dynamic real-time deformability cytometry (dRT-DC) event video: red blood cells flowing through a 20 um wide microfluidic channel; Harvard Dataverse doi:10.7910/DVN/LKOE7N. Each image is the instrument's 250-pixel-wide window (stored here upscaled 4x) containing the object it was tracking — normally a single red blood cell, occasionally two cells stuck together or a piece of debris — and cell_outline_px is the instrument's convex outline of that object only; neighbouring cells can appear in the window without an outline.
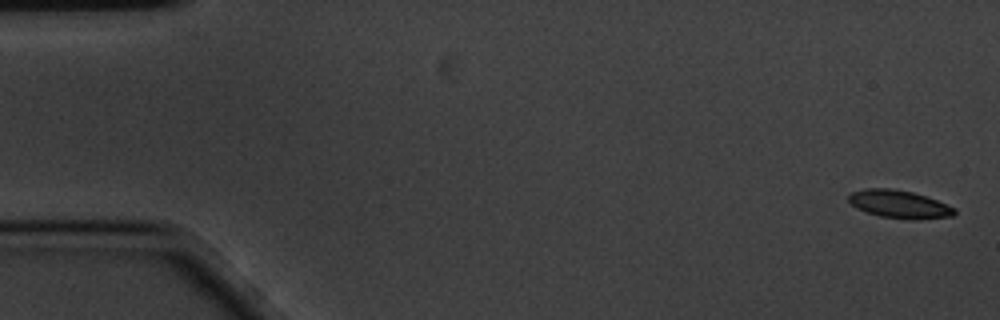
{"species": "common noctule bat (a hibernating species)", "species_latin": "Nyctalus noctula", "temperature_condition": "cold", "stored_images_in_passage": 6, "camera_frame_rate_fps": 3000, "um_per_image_px": 0.085, "animal": {"sex": "male", "body_mass_g": 20.1, "forearm_length_mm": 53.5}, "frame": {"image": 1, "passage_image": 1, "time_ms": 0.0, "image_size_px": [1000, 320], "cell_outline_px": [[956, 212], [952, 216], [916, 220], [908, 220], [880, 216], [856, 208], [848, 200], [848, 196], [852, 192], [864, 188], [888, 188], [912, 192], [936, 200], [956, 208]], "centroid_in_image_um": [76.43, 17.36], "position_along_channel_um": 8.6, "area_um2": 17.17}}
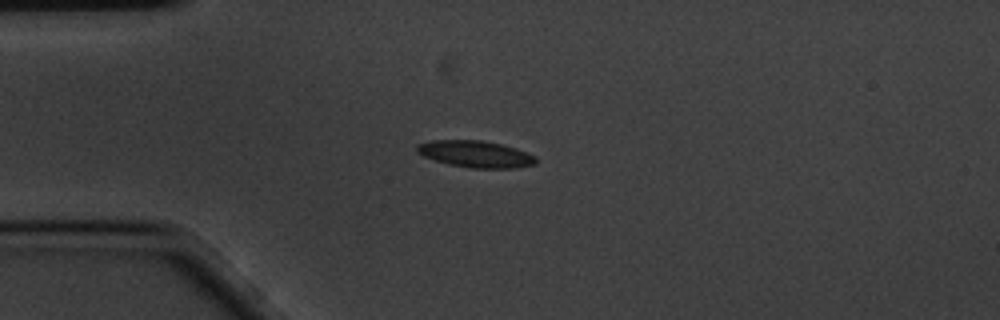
{"frame": {"image": 2, "passage_image": 4, "time_ms": 1.0, "image_size_px": [1000, 320], "cell_outline_px": [[536, 164], [516, 168], [472, 168], [452, 164], [436, 160], [424, 156], [416, 152], [416, 144], [432, 140], [480, 140], [500, 144], [516, 148], [536, 156]], "centroid_in_image_um": [40.43, 13.09], "position_along_channel_um": 44.6, "area_um2": 18.38}}
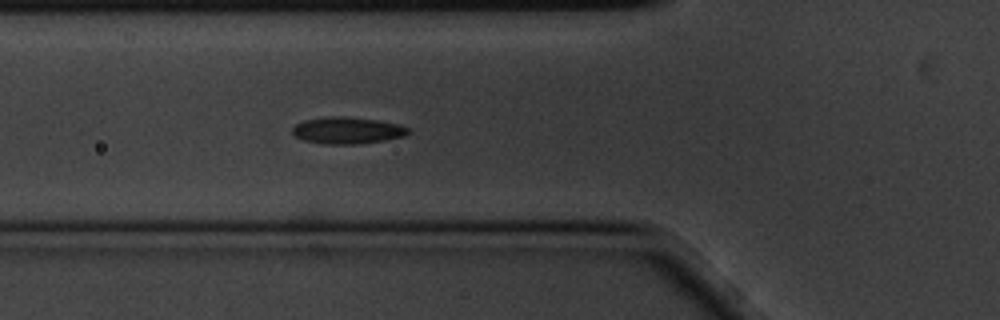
{"frame": {"image": 3, "passage_image": 6, "time_ms": 1.667, "image_size_px": [1000, 320], "cell_outline_px": [[412, 132], [404, 136], [384, 140], [360, 144], [324, 144], [304, 140], [296, 136], [292, 132], [292, 128], [296, 124], [304, 120], [328, 116], [344, 116], [376, 120], [400, 124], [408, 128]], "centroid_in_image_um": [29.54, 11.08], "position_along_channel_um": 96.3, "area_um2": 18.09}}